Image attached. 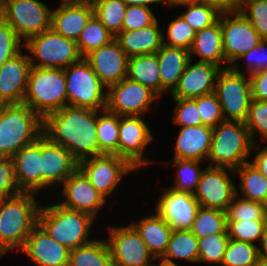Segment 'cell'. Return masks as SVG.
I'll use <instances>...</instances> for the list:
<instances>
[{
  "label": "cell",
  "mask_w": 267,
  "mask_h": 266,
  "mask_svg": "<svg viewBox=\"0 0 267 266\" xmlns=\"http://www.w3.org/2000/svg\"><path fill=\"white\" fill-rule=\"evenodd\" d=\"M42 134L62 145L79 162L101 156L97 139V110L64 106L43 118Z\"/></svg>",
  "instance_id": "obj_1"
},
{
  "label": "cell",
  "mask_w": 267,
  "mask_h": 266,
  "mask_svg": "<svg viewBox=\"0 0 267 266\" xmlns=\"http://www.w3.org/2000/svg\"><path fill=\"white\" fill-rule=\"evenodd\" d=\"M33 192H20L0 199V257L10 250H22L27 237L38 225L41 206Z\"/></svg>",
  "instance_id": "obj_2"
},
{
  "label": "cell",
  "mask_w": 267,
  "mask_h": 266,
  "mask_svg": "<svg viewBox=\"0 0 267 266\" xmlns=\"http://www.w3.org/2000/svg\"><path fill=\"white\" fill-rule=\"evenodd\" d=\"M43 119L28 105H0V157L12 158L41 135Z\"/></svg>",
  "instance_id": "obj_3"
},
{
  "label": "cell",
  "mask_w": 267,
  "mask_h": 266,
  "mask_svg": "<svg viewBox=\"0 0 267 266\" xmlns=\"http://www.w3.org/2000/svg\"><path fill=\"white\" fill-rule=\"evenodd\" d=\"M95 218L91 215L55 204L40 207L38 225L54 240L70 250L92 242L89 234Z\"/></svg>",
  "instance_id": "obj_4"
},
{
  "label": "cell",
  "mask_w": 267,
  "mask_h": 266,
  "mask_svg": "<svg viewBox=\"0 0 267 266\" xmlns=\"http://www.w3.org/2000/svg\"><path fill=\"white\" fill-rule=\"evenodd\" d=\"M253 140L245 122L224 120L213 128L208 160L213 167L237 169L251 155ZM216 163V165H215Z\"/></svg>",
  "instance_id": "obj_5"
},
{
  "label": "cell",
  "mask_w": 267,
  "mask_h": 266,
  "mask_svg": "<svg viewBox=\"0 0 267 266\" xmlns=\"http://www.w3.org/2000/svg\"><path fill=\"white\" fill-rule=\"evenodd\" d=\"M23 104L42 119L50 112L67 106L64 70L31 66Z\"/></svg>",
  "instance_id": "obj_6"
},
{
  "label": "cell",
  "mask_w": 267,
  "mask_h": 266,
  "mask_svg": "<svg viewBox=\"0 0 267 266\" xmlns=\"http://www.w3.org/2000/svg\"><path fill=\"white\" fill-rule=\"evenodd\" d=\"M23 43V47L31 53L28 58L33 67L64 69L83 58L75 40L56 33L52 28ZM33 58L39 63H35Z\"/></svg>",
  "instance_id": "obj_7"
},
{
  "label": "cell",
  "mask_w": 267,
  "mask_h": 266,
  "mask_svg": "<svg viewBox=\"0 0 267 266\" xmlns=\"http://www.w3.org/2000/svg\"><path fill=\"white\" fill-rule=\"evenodd\" d=\"M215 94L221 105L224 120L245 122L251 102L250 79L243 74L238 63L223 67L218 73Z\"/></svg>",
  "instance_id": "obj_8"
},
{
  "label": "cell",
  "mask_w": 267,
  "mask_h": 266,
  "mask_svg": "<svg viewBox=\"0 0 267 266\" xmlns=\"http://www.w3.org/2000/svg\"><path fill=\"white\" fill-rule=\"evenodd\" d=\"M63 70L66 79L67 106L98 111L106 109L107 91L103 90L106 86L84 58Z\"/></svg>",
  "instance_id": "obj_9"
},
{
  "label": "cell",
  "mask_w": 267,
  "mask_h": 266,
  "mask_svg": "<svg viewBox=\"0 0 267 266\" xmlns=\"http://www.w3.org/2000/svg\"><path fill=\"white\" fill-rule=\"evenodd\" d=\"M0 17L26 41L51 29L52 10L39 0H5Z\"/></svg>",
  "instance_id": "obj_10"
},
{
  "label": "cell",
  "mask_w": 267,
  "mask_h": 266,
  "mask_svg": "<svg viewBox=\"0 0 267 266\" xmlns=\"http://www.w3.org/2000/svg\"><path fill=\"white\" fill-rule=\"evenodd\" d=\"M220 24L225 62L229 63L230 67L239 57L256 47L262 40L240 10L220 13Z\"/></svg>",
  "instance_id": "obj_11"
},
{
  "label": "cell",
  "mask_w": 267,
  "mask_h": 266,
  "mask_svg": "<svg viewBox=\"0 0 267 266\" xmlns=\"http://www.w3.org/2000/svg\"><path fill=\"white\" fill-rule=\"evenodd\" d=\"M109 228V247L113 266H153L156 261L137 230L130 224Z\"/></svg>",
  "instance_id": "obj_12"
},
{
  "label": "cell",
  "mask_w": 267,
  "mask_h": 266,
  "mask_svg": "<svg viewBox=\"0 0 267 266\" xmlns=\"http://www.w3.org/2000/svg\"><path fill=\"white\" fill-rule=\"evenodd\" d=\"M107 89L106 109L119 116H142L159 97L148 87L128 77Z\"/></svg>",
  "instance_id": "obj_13"
},
{
  "label": "cell",
  "mask_w": 267,
  "mask_h": 266,
  "mask_svg": "<svg viewBox=\"0 0 267 266\" xmlns=\"http://www.w3.org/2000/svg\"><path fill=\"white\" fill-rule=\"evenodd\" d=\"M78 168L105 199L115 190L123 175L134 170L137 172L125 158L107 154L85 158L78 162Z\"/></svg>",
  "instance_id": "obj_14"
},
{
  "label": "cell",
  "mask_w": 267,
  "mask_h": 266,
  "mask_svg": "<svg viewBox=\"0 0 267 266\" xmlns=\"http://www.w3.org/2000/svg\"><path fill=\"white\" fill-rule=\"evenodd\" d=\"M227 170L235 175L233 169L225 167L203 169L194 193L200 207L227 211L236 195V186Z\"/></svg>",
  "instance_id": "obj_15"
},
{
  "label": "cell",
  "mask_w": 267,
  "mask_h": 266,
  "mask_svg": "<svg viewBox=\"0 0 267 266\" xmlns=\"http://www.w3.org/2000/svg\"><path fill=\"white\" fill-rule=\"evenodd\" d=\"M153 135L142 116H119L118 156L125 158L135 169L150 164L143 155Z\"/></svg>",
  "instance_id": "obj_16"
},
{
  "label": "cell",
  "mask_w": 267,
  "mask_h": 266,
  "mask_svg": "<svg viewBox=\"0 0 267 266\" xmlns=\"http://www.w3.org/2000/svg\"><path fill=\"white\" fill-rule=\"evenodd\" d=\"M158 199L156 214L173 230L191 229L200 208L194 194L177 191L170 187Z\"/></svg>",
  "instance_id": "obj_17"
},
{
  "label": "cell",
  "mask_w": 267,
  "mask_h": 266,
  "mask_svg": "<svg viewBox=\"0 0 267 266\" xmlns=\"http://www.w3.org/2000/svg\"><path fill=\"white\" fill-rule=\"evenodd\" d=\"M128 58L115 38L84 57L106 88L127 77Z\"/></svg>",
  "instance_id": "obj_18"
},
{
  "label": "cell",
  "mask_w": 267,
  "mask_h": 266,
  "mask_svg": "<svg viewBox=\"0 0 267 266\" xmlns=\"http://www.w3.org/2000/svg\"><path fill=\"white\" fill-rule=\"evenodd\" d=\"M63 195L66 198L60 205L91 215L96 219L106 200L90 183L85 174L77 168L63 183Z\"/></svg>",
  "instance_id": "obj_19"
},
{
  "label": "cell",
  "mask_w": 267,
  "mask_h": 266,
  "mask_svg": "<svg viewBox=\"0 0 267 266\" xmlns=\"http://www.w3.org/2000/svg\"><path fill=\"white\" fill-rule=\"evenodd\" d=\"M77 168L78 161L68 150L41 135V189L63 183Z\"/></svg>",
  "instance_id": "obj_20"
},
{
  "label": "cell",
  "mask_w": 267,
  "mask_h": 266,
  "mask_svg": "<svg viewBox=\"0 0 267 266\" xmlns=\"http://www.w3.org/2000/svg\"><path fill=\"white\" fill-rule=\"evenodd\" d=\"M190 59L177 86L171 92L173 98H197L215 91L218 73L222 67L210 62H196Z\"/></svg>",
  "instance_id": "obj_21"
},
{
  "label": "cell",
  "mask_w": 267,
  "mask_h": 266,
  "mask_svg": "<svg viewBox=\"0 0 267 266\" xmlns=\"http://www.w3.org/2000/svg\"><path fill=\"white\" fill-rule=\"evenodd\" d=\"M31 63L20 52L0 68V105L22 104L25 98Z\"/></svg>",
  "instance_id": "obj_22"
},
{
  "label": "cell",
  "mask_w": 267,
  "mask_h": 266,
  "mask_svg": "<svg viewBox=\"0 0 267 266\" xmlns=\"http://www.w3.org/2000/svg\"><path fill=\"white\" fill-rule=\"evenodd\" d=\"M21 251L37 266H69L70 249L51 238L39 225L31 231Z\"/></svg>",
  "instance_id": "obj_23"
},
{
  "label": "cell",
  "mask_w": 267,
  "mask_h": 266,
  "mask_svg": "<svg viewBox=\"0 0 267 266\" xmlns=\"http://www.w3.org/2000/svg\"><path fill=\"white\" fill-rule=\"evenodd\" d=\"M17 185L22 192L41 190V136L12 158Z\"/></svg>",
  "instance_id": "obj_24"
},
{
  "label": "cell",
  "mask_w": 267,
  "mask_h": 266,
  "mask_svg": "<svg viewBox=\"0 0 267 266\" xmlns=\"http://www.w3.org/2000/svg\"><path fill=\"white\" fill-rule=\"evenodd\" d=\"M93 15L92 3L62 0L60 6L52 10L51 28L56 33L77 41L81 31Z\"/></svg>",
  "instance_id": "obj_25"
},
{
  "label": "cell",
  "mask_w": 267,
  "mask_h": 266,
  "mask_svg": "<svg viewBox=\"0 0 267 266\" xmlns=\"http://www.w3.org/2000/svg\"><path fill=\"white\" fill-rule=\"evenodd\" d=\"M213 128L207 125L181 127L175 142L173 159H208Z\"/></svg>",
  "instance_id": "obj_26"
},
{
  "label": "cell",
  "mask_w": 267,
  "mask_h": 266,
  "mask_svg": "<svg viewBox=\"0 0 267 266\" xmlns=\"http://www.w3.org/2000/svg\"><path fill=\"white\" fill-rule=\"evenodd\" d=\"M163 31L158 20L152 25L120 32L115 39L128 57L156 53L163 45Z\"/></svg>",
  "instance_id": "obj_27"
},
{
  "label": "cell",
  "mask_w": 267,
  "mask_h": 266,
  "mask_svg": "<svg viewBox=\"0 0 267 266\" xmlns=\"http://www.w3.org/2000/svg\"><path fill=\"white\" fill-rule=\"evenodd\" d=\"M190 59L199 56V62H210L221 66L225 61L220 15L218 20L209 27L196 32L194 42L189 51Z\"/></svg>",
  "instance_id": "obj_28"
},
{
  "label": "cell",
  "mask_w": 267,
  "mask_h": 266,
  "mask_svg": "<svg viewBox=\"0 0 267 266\" xmlns=\"http://www.w3.org/2000/svg\"><path fill=\"white\" fill-rule=\"evenodd\" d=\"M156 53L162 83V94L168 90L172 92L190 60V53L186 49L169 47L164 44Z\"/></svg>",
  "instance_id": "obj_29"
},
{
  "label": "cell",
  "mask_w": 267,
  "mask_h": 266,
  "mask_svg": "<svg viewBox=\"0 0 267 266\" xmlns=\"http://www.w3.org/2000/svg\"><path fill=\"white\" fill-rule=\"evenodd\" d=\"M145 242L150 253L159 260L165 254L173 229L157 214L131 224Z\"/></svg>",
  "instance_id": "obj_30"
},
{
  "label": "cell",
  "mask_w": 267,
  "mask_h": 266,
  "mask_svg": "<svg viewBox=\"0 0 267 266\" xmlns=\"http://www.w3.org/2000/svg\"><path fill=\"white\" fill-rule=\"evenodd\" d=\"M127 77L148 87L159 97L162 95L157 53L129 57Z\"/></svg>",
  "instance_id": "obj_31"
},
{
  "label": "cell",
  "mask_w": 267,
  "mask_h": 266,
  "mask_svg": "<svg viewBox=\"0 0 267 266\" xmlns=\"http://www.w3.org/2000/svg\"><path fill=\"white\" fill-rule=\"evenodd\" d=\"M173 258L198 262V238L190 230H173L160 263L178 266Z\"/></svg>",
  "instance_id": "obj_32"
},
{
  "label": "cell",
  "mask_w": 267,
  "mask_h": 266,
  "mask_svg": "<svg viewBox=\"0 0 267 266\" xmlns=\"http://www.w3.org/2000/svg\"><path fill=\"white\" fill-rule=\"evenodd\" d=\"M69 266H112V259L106 240L92 242L70 250Z\"/></svg>",
  "instance_id": "obj_33"
},
{
  "label": "cell",
  "mask_w": 267,
  "mask_h": 266,
  "mask_svg": "<svg viewBox=\"0 0 267 266\" xmlns=\"http://www.w3.org/2000/svg\"><path fill=\"white\" fill-rule=\"evenodd\" d=\"M97 110V139L101 154L117 155L119 143V115L104 109Z\"/></svg>",
  "instance_id": "obj_34"
},
{
  "label": "cell",
  "mask_w": 267,
  "mask_h": 266,
  "mask_svg": "<svg viewBox=\"0 0 267 266\" xmlns=\"http://www.w3.org/2000/svg\"><path fill=\"white\" fill-rule=\"evenodd\" d=\"M234 172H239L243 198L262 202L267 195V178L250 162L241 164Z\"/></svg>",
  "instance_id": "obj_35"
},
{
  "label": "cell",
  "mask_w": 267,
  "mask_h": 266,
  "mask_svg": "<svg viewBox=\"0 0 267 266\" xmlns=\"http://www.w3.org/2000/svg\"><path fill=\"white\" fill-rule=\"evenodd\" d=\"M190 231L197 238H204L217 233H228L227 214L219 209L200 207Z\"/></svg>",
  "instance_id": "obj_36"
},
{
  "label": "cell",
  "mask_w": 267,
  "mask_h": 266,
  "mask_svg": "<svg viewBox=\"0 0 267 266\" xmlns=\"http://www.w3.org/2000/svg\"><path fill=\"white\" fill-rule=\"evenodd\" d=\"M92 6L94 15L114 37L122 32L127 8V5L122 0H95Z\"/></svg>",
  "instance_id": "obj_37"
},
{
  "label": "cell",
  "mask_w": 267,
  "mask_h": 266,
  "mask_svg": "<svg viewBox=\"0 0 267 266\" xmlns=\"http://www.w3.org/2000/svg\"><path fill=\"white\" fill-rule=\"evenodd\" d=\"M115 37L106 29L101 21L93 15L77 39V47L84 58L91 51L106 45Z\"/></svg>",
  "instance_id": "obj_38"
},
{
  "label": "cell",
  "mask_w": 267,
  "mask_h": 266,
  "mask_svg": "<svg viewBox=\"0 0 267 266\" xmlns=\"http://www.w3.org/2000/svg\"><path fill=\"white\" fill-rule=\"evenodd\" d=\"M200 161L189 159H173V165L177 167L175 185L171 188L177 191L194 194L203 169L198 167Z\"/></svg>",
  "instance_id": "obj_39"
},
{
  "label": "cell",
  "mask_w": 267,
  "mask_h": 266,
  "mask_svg": "<svg viewBox=\"0 0 267 266\" xmlns=\"http://www.w3.org/2000/svg\"><path fill=\"white\" fill-rule=\"evenodd\" d=\"M258 257L256 244L229 239L221 265L252 266Z\"/></svg>",
  "instance_id": "obj_40"
},
{
  "label": "cell",
  "mask_w": 267,
  "mask_h": 266,
  "mask_svg": "<svg viewBox=\"0 0 267 266\" xmlns=\"http://www.w3.org/2000/svg\"><path fill=\"white\" fill-rule=\"evenodd\" d=\"M228 243V233H217L198 238V262L221 264Z\"/></svg>",
  "instance_id": "obj_41"
},
{
  "label": "cell",
  "mask_w": 267,
  "mask_h": 266,
  "mask_svg": "<svg viewBox=\"0 0 267 266\" xmlns=\"http://www.w3.org/2000/svg\"><path fill=\"white\" fill-rule=\"evenodd\" d=\"M226 214L227 221L267 220L262 202L239 197L238 188Z\"/></svg>",
  "instance_id": "obj_42"
},
{
  "label": "cell",
  "mask_w": 267,
  "mask_h": 266,
  "mask_svg": "<svg viewBox=\"0 0 267 266\" xmlns=\"http://www.w3.org/2000/svg\"><path fill=\"white\" fill-rule=\"evenodd\" d=\"M179 5L188 6L187 11L181 16L195 32L214 24L220 15L214 7L202 2H187Z\"/></svg>",
  "instance_id": "obj_43"
},
{
  "label": "cell",
  "mask_w": 267,
  "mask_h": 266,
  "mask_svg": "<svg viewBox=\"0 0 267 266\" xmlns=\"http://www.w3.org/2000/svg\"><path fill=\"white\" fill-rule=\"evenodd\" d=\"M167 39L164 41L163 33V44L169 47L183 48L190 51L196 32L194 29L179 15L176 19L172 20L168 24L166 30Z\"/></svg>",
  "instance_id": "obj_44"
},
{
  "label": "cell",
  "mask_w": 267,
  "mask_h": 266,
  "mask_svg": "<svg viewBox=\"0 0 267 266\" xmlns=\"http://www.w3.org/2000/svg\"><path fill=\"white\" fill-rule=\"evenodd\" d=\"M239 10L260 37L267 40V0H241Z\"/></svg>",
  "instance_id": "obj_45"
},
{
  "label": "cell",
  "mask_w": 267,
  "mask_h": 266,
  "mask_svg": "<svg viewBox=\"0 0 267 266\" xmlns=\"http://www.w3.org/2000/svg\"><path fill=\"white\" fill-rule=\"evenodd\" d=\"M267 220L227 221L229 239L255 244L260 240Z\"/></svg>",
  "instance_id": "obj_46"
},
{
  "label": "cell",
  "mask_w": 267,
  "mask_h": 266,
  "mask_svg": "<svg viewBox=\"0 0 267 266\" xmlns=\"http://www.w3.org/2000/svg\"><path fill=\"white\" fill-rule=\"evenodd\" d=\"M251 138L254 143L255 133L258 132L261 138L267 140V101L251 99L248 116L245 121Z\"/></svg>",
  "instance_id": "obj_47"
},
{
  "label": "cell",
  "mask_w": 267,
  "mask_h": 266,
  "mask_svg": "<svg viewBox=\"0 0 267 266\" xmlns=\"http://www.w3.org/2000/svg\"><path fill=\"white\" fill-rule=\"evenodd\" d=\"M196 103L202 125L214 128L224 121L221 105L215 92L197 97Z\"/></svg>",
  "instance_id": "obj_48"
},
{
  "label": "cell",
  "mask_w": 267,
  "mask_h": 266,
  "mask_svg": "<svg viewBox=\"0 0 267 266\" xmlns=\"http://www.w3.org/2000/svg\"><path fill=\"white\" fill-rule=\"evenodd\" d=\"M176 105L174 109L173 122L180 127L200 126L202 119L200 117L196 98H173Z\"/></svg>",
  "instance_id": "obj_49"
},
{
  "label": "cell",
  "mask_w": 267,
  "mask_h": 266,
  "mask_svg": "<svg viewBox=\"0 0 267 266\" xmlns=\"http://www.w3.org/2000/svg\"><path fill=\"white\" fill-rule=\"evenodd\" d=\"M24 45L14 29L0 17V68L3 64L21 52Z\"/></svg>",
  "instance_id": "obj_50"
},
{
  "label": "cell",
  "mask_w": 267,
  "mask_h": 266,
  "mask_svg": "<svg viewBox=\"0 0 267 266\" xmlns=\"http://www.w3.org/2000/svg\"><path fill=\"white\" fill-rule=\"evenodd\" d=\"M157 18L149 7L131 5L127 6L122 25V31H131L152 25Z\"/></svg>",
  "instance_id": "obj_51"
},
{
  "label": "cell",
  "mask_w": 267,
  "mask_h": 266,
  "mask_svg": "<svg viewBox=\"0 0 267 266\" xmlns=\"http://www.w3.org/2000/svg\"><path fill=\"white\" fill-rule=\"evenodd\" d=\"M22 192L16 182L14 164L11 158L0 157V199Z\"/></svg>",
  "instance_id": "obj_52"
},
{
  "label": "cell",
  "mask_w": 267,
  "mask_h": 266,
  "mask_svg": "<svg viewBox=\"0 0 267 266\" xmlns=\"http://www.w3.org/2000/svg\"><path fill=\"white\" fill-rule=\"evenodd\" d=\"M267 40L262 39L256 46L243 54L240 59H245L248 74L267 69Z\"/></svg>",
  "instance_id": "obj_53"
},
{
  "label": "cell",
  "mask_w": 267,
  "mask_h": 266,
  "mask_svg": "<svg viewBox=\"0 0 267 266\" xmlns=\"http://www.w3.org/2000/svg\"><path fill=\"white\" fill-rule=\"evenodd\" d=\"M251 97L267 101V69L249 74Z\"/></svg>",
  "instance_id": "obj_54"
},
{
  "label": "cell",
  "mask_w": 267,
  "mask_h": 266,
  "mask_svg": "<svg viewBox=\"0 0 267 266\" xmlns=\"http://www.w3.org/2000/svg\"><path fill=\"white\" fill-rule=\"evenodd\" d=\"M214 7L219 13H229L239 10L240 2L238 0H200Z\"/></svg>",
  "instance_id": "obj_55"
},
{
  "label": "cell",
  "mask_w": 267,
  "mask_h": 266,
  "mask_svg": "<svg viewBox=\"0 0 267 266\" xmlns=\"http://www.w3.org/2000/svg\"><path fill=\"white\" fill-rule=\"evenodd\" d=\"M253 150H256L257 154L251 163L267 178V147L261 148L257 143H254Z\"/></svg>",
  "instance_id": "obj_56"
},
{
  "label": "cell",
  "mask_w": 267,
  "mask_h": 266,
  "mask_svg": "<svg viewBox=\"0 0 267 266\" xmlns=\"http://www.w3.org/2000/svg\"><path fill=\"white\" fill-rule=\"evenodd\" d=\"M261 248L258 247V255L264 259H267V221L264 225L262 236L260 238Z\"/></svg>",
  "instance_id": "obj_57"
},
{
  "label": "cell",
  "mask_w": 267,
  "mask_h": 266,
  "mask_svg": "<svg viewBox=\"0 0 267 266\" xmlns=\"http://www.w3.org/2000/svg\"><path fill=\"white\" fill-rule=\"evenodd\" d=\"M127 6H131V5H139V6H145V7H149L151 8L150 5L153 4H158V3H162V2H166V0H122Z\"/></svg>",
  "instance_id": "obj_58"
},
{
  "label": "cell",
  "mask_w": 267,
  "mask_h": 266,
  "mask_svg": "<svg viewBox=\"0 0 267 266\" xmlns=\"http://www.w3.org/2000/svg\"><path fill=\"white\" fill-rule=\"evenodd\" d=\"M168 5L172 7L173 6H179V4L187 3V2H200V0H166Z\"/></svg>",
  "instance_id": "obj_59"
},
{
  "label": "cell",
  "mask_w": 267,
  "mask_h": 266,
  "mask_svg": "<svg viewBox=\"0 0 267 266\" xmlns=\"http://www.w3.org/2000/svg\"><path fill=\"white\" fill-rule=\"evenodd\" d=\"M252 266H267V259L258 257Z\"/></svg>",
  "instance_id": "obj_60"
},
{
  "label": "cell",
  "mask_w": 267,
  "mask_h": 266,
  "mask_svg": "<svg viewBox=\"0 0 267 266\" xmlns=\"http://www.w3.org/2000/svg\"><path fill=\"white\" fill-rule=\"evenodd\" d=\"M264 215L267 218V195L265 196L264 200L262 201Z\"/></svg>",
  "instance_id": "obj_61"
},
{
  "label": "cell",
  "mask_w": 267,
  "mask_h": 266,
  "mask_svg": "<svg viewBox=\"0 0 267 266\" xmlns=\"http://www.w3.org/2000/svg\"><path fill=\"white\" fill-rule=\"evenodd\" d=\"M68 2L93 3L95 0H65Z\"/></svg>",
  "instance_id": "obj_62"
},
{
  "label": "cell",
  "mask_w": 267,
  "mask_h": 266,
  "mask_svg": "<svg viewBox=\"0 0 267 266\" xmlns=\"http://www.w3.org/2000/svg\"><path fill=\"white\" fill-rule=\"evenodd\" d=\"M5 0H0V9L2 8Z\"/></svg>",
  "instance_id": "obj_63"
},
{
  "label": "cell",
  "mask_w": 267,
  "mask_h": 266,
  "mask_svg": "<svg viewBox=\"0 0 267 266\" xmlns=\"http://www.w3.org/2000/svg\"><path fill=\"white\" fill-rule=\"evenodd\" d=\"M153 266H166L165 264H162V263H160V264H154Z\"/></svg>",
  "instance_id": "obj_64"
}]
</instances>
